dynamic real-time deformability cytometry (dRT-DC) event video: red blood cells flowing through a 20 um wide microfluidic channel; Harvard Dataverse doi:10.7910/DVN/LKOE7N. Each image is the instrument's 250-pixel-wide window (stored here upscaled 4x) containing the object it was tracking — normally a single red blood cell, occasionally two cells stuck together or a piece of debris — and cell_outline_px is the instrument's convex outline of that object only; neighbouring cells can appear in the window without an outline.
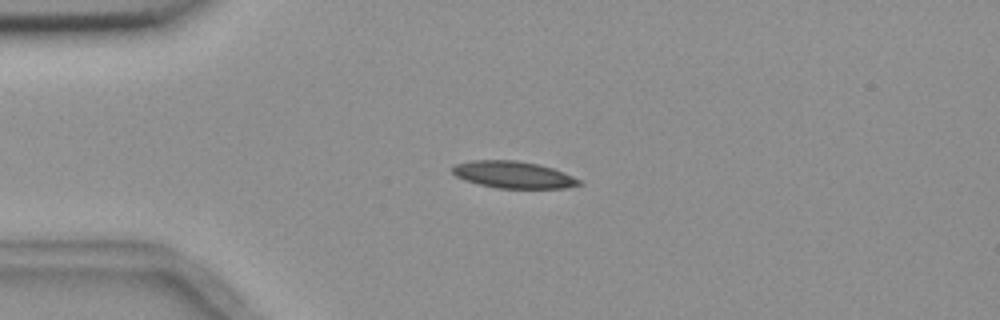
{"species": "common noctule bat (a hibernating species)", "species_latin": "Nyctalus noctula", "temperature_condition": "room temperature", "stored_images_in_passage": 9, "camera_frame_rate_fps": 3000, "um_per_image_px": 0.085, "animal": {"sex": "female", "body_mass_g": 18.4}, "frame": {"image": 1, "passage_image": 2, "time_ms": 1.0, "image_size_px": [1000, 320], "cell_outline_px": [[584, 184], [564, 188], [496, 188], [480, 184], [456, 176], [452, 172], [452, 168], [456, 164], [472, 160], [516, 160], [540, 164], [564, 172], [580, 180]], "centroid_in_image_um": [43.67, 14.84], "position_along_channel_um": 41.3, "area_um2": 19.77}}
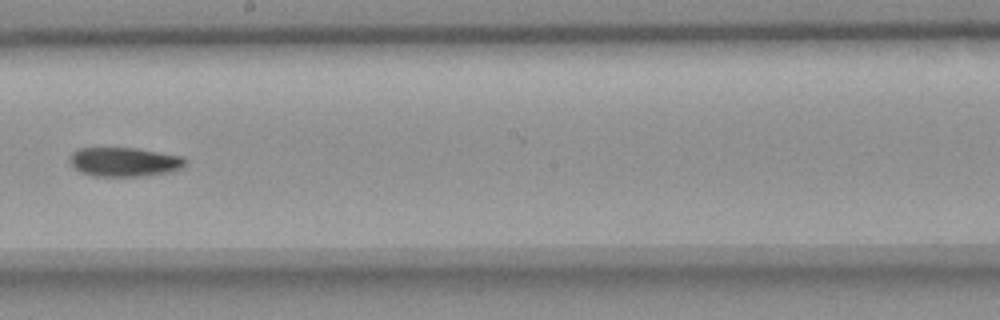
{"frame": {"image": 2, "passage_image": 7, "time_ms": 7.0, "image_size_px": [1000, 320], "cell_outline_px": [[188, 160], [184, 168], [168, 172], [144, 176], [92, 176], [80, 172], [68, 160], [72, 152], [80, 148], [136, 148], [184, 156]], "centroid_in_image_um": [10.61, 13.76], "position_along_channel_um": 237.6, "area_um2": 19.83}}
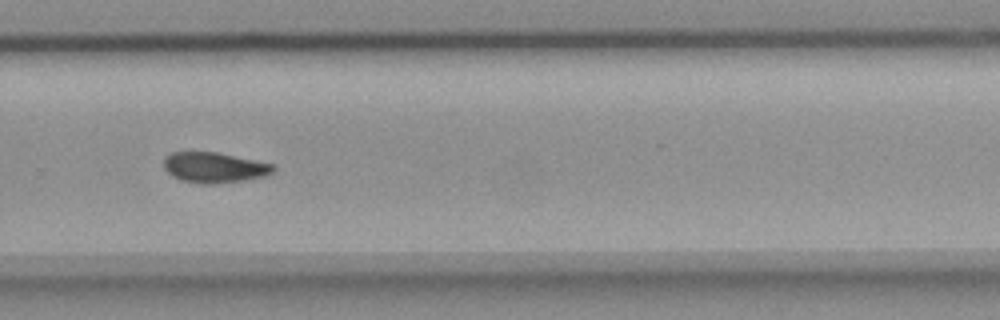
{"frame": {"image": 3, "passage_image": 9, "time_ms": 9.0, "image_size_px": [1000, 320], "cell_outline_px": [[276, 168], [272, 172], [264, 176], [244, 180], [216, 184], [200, 184], [180, 180], [172, 176], [164, 168], [164, 156], [172, 152], [216, 152], [272, 164]], "centroid_in_image_um": [18.17, 14.24], "position_along_channel_um": 311.6, "area_um2": 19.36}}